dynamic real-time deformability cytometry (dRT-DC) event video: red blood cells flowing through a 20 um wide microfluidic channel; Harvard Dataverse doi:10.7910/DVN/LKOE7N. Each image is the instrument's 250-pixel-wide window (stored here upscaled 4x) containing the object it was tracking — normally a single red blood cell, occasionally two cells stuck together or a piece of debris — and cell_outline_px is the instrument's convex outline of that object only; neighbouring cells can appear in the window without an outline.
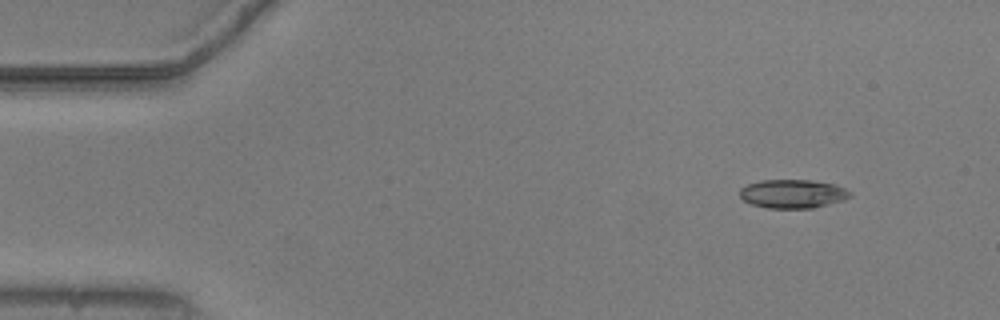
{"species": "common noctule bat (a hibernating species)", "species_latin": "Nyctalus noctula", "temperature_condition": "warm", "stored_images_in_passage": 18, "camera_frame_rate_fps": 3000, "um_per_image_px": 0.085, "animal": {"sex": "male", "body_mass_g": 20.5, "forearm_length_mm": 52.5}, "frame": {"image": 1, "passage_image": 1, "time_ms": 0.0, "image_size_px": [1000, 320], "cell_outline_px": [[852, 196], [844, 200], [812, 208], [768, 208], [752, 204], [744, 200], [740, 196], [740, 188], [748, 184], [760, 180], [812, 180], [836, 184], [852, 192]], "centroid_in_image_um": [67.41, 16.46], "position_along_channel_um": 17.6, "area_um2": 18.5}}
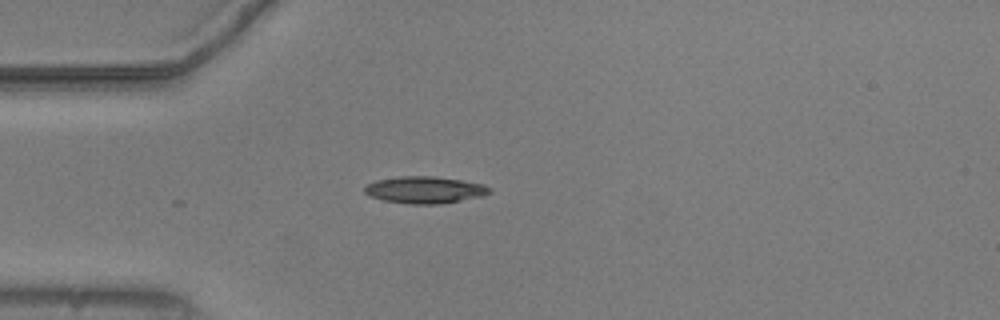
{"frame": {"image": 2, "passage_image": 10, "time_ms": 3.0, "image_size_px": [1000, 320], "cell_outline_px": [[492, 192], [484, 196], [440, 204], [408, 204], [384, 200], [368, 196], [364, 192], [364, 188], [368, 184], [376, 180], [400, 176], [436, 176], [484, 184], [492, 188]], "centroid_in_image_um": [36.13, 16.14], "position_along_channel_um": 48.9, "area_um2": 19.77}}
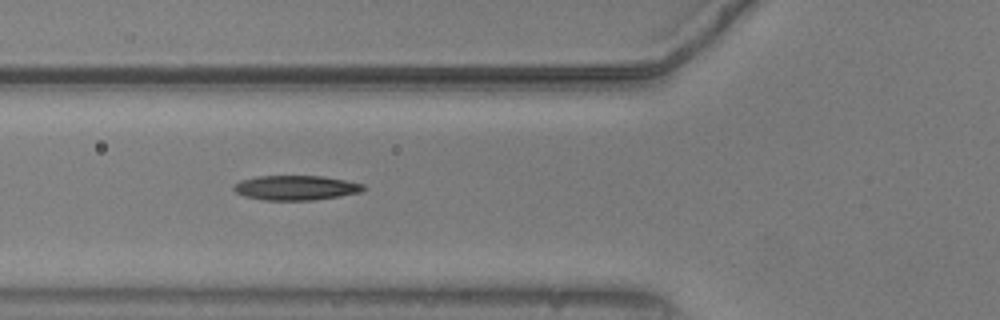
{"frame": {"image": 3, "passage_image": 15, "time_ms": 4.667, "image_size_px": [1000, 320], "cell_outline_px": [[368, 188], [360, 192], [340, 196], [312, 200], [264, 200], [244, 196], [236, 192], [232, 188], [240, 180], [260, 176], [320, 176], [344, 180], [364, 184]], "centroid_in_image_um": [25.16, 15.96], "position_along_channel_um": 100.6, "area_um2": 18.55}}